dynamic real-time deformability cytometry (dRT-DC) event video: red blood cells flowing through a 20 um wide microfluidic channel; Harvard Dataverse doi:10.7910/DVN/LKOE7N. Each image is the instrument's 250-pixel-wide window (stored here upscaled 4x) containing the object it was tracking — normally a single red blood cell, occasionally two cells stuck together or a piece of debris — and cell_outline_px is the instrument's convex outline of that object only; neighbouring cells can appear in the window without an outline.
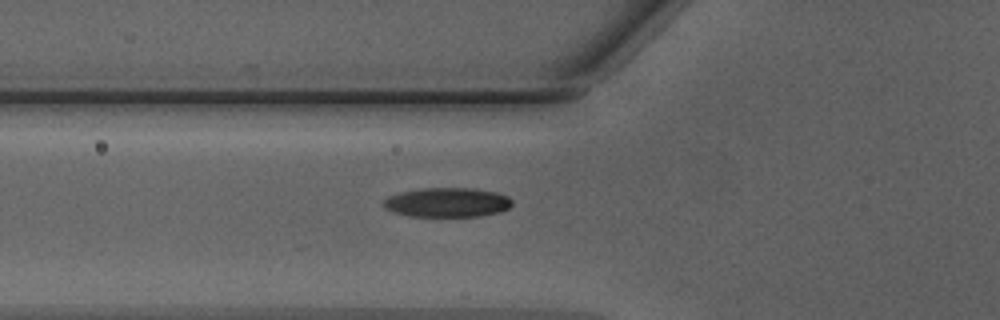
{"species": "Egyptian fruit bat (a non-hibernating species)", "species_latin": "Rousettus aegyptiacus", "temperature_condition": "warm", "stored_images_in_passage": 32, "camera_frame_rate_fps": 3000, "um_per_image_px": 0.085, "animal": {"sex": "male"}, "frame": {"image": 1, "passage_image": 2, "time_ms": 0.333, "image_size_px": [1000, 320], "cell_outline_px": [[512, 204], [508, 208], [500, 212], [480, 216], [408, 216], [392, 212], [384, 208], [380, 204], [380, 200], [388, 196], [400, 192], [420, 188], [472, 188], [496, 192], [508, 196], [512, 200]], "centroid_in_image_um": [37.95, 17.2], "position_along_channel_um": 87.9, "area_um2": 22.37}}
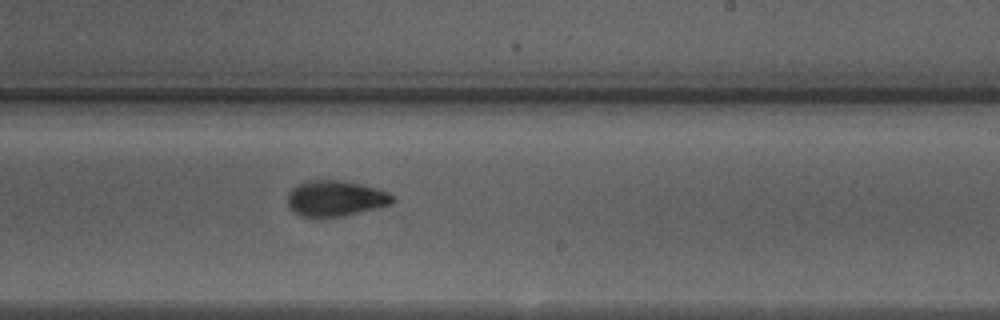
{"frame": {"image": 2, "passage_image": 14, "time_ms": 4.333, "image_size_px": [1000, 320], "cell_outline_px": [[396, 200], [392, 204], [376, 208], [340, 216], [300, 216], [292, 212], [288, 208], [288, 192], [296, 184], [308, 180], [340, 180], [360, 184], [376, 188], [388, 192]], "centroid_in_image_um": [28.48, 16.85], "position_along_channel_um": 260.5, "area_um2": 21.79}}
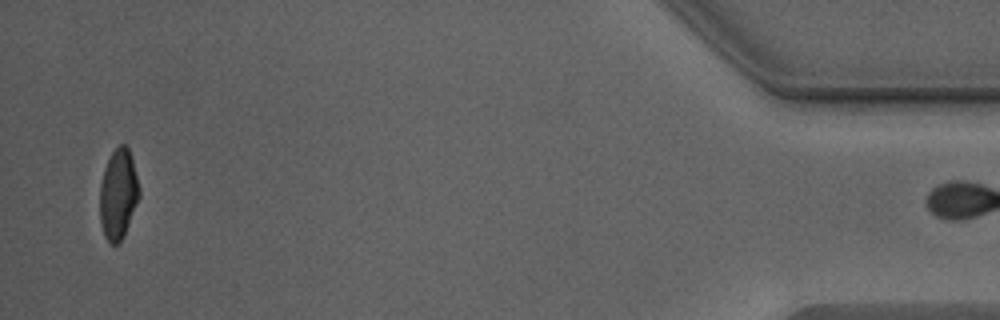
{"frame": {"image": 3, "passage_image": 31, "time_ms": 10.0, "image_size_px": [1000, 320], "cell_outline_px": [[140, 196], [124, 236], [116, 244], [112, 244], [104, 236], [100, 220], [100, 184], [104, 168], [112, 152], [120, 144], [124, 144], [128, 148], [132, 160], [140, 188]], "centroid_in_image_um": [10.05, 16.51], "position_along_channel_um": 425.1, "area_um2": 20.58}, "authors_computed_cell_mechanics": {"area_um2": 21.7617, "velocity_mm_per_s": 4.3079, "shape_relaxation_time_tau1_ms": 3.7373, "shape_relaxation_time_tau2_ms": 1.6639, "deformation_change_tau1": 0.1711, "deformation_change_tau2": 0.0696}}